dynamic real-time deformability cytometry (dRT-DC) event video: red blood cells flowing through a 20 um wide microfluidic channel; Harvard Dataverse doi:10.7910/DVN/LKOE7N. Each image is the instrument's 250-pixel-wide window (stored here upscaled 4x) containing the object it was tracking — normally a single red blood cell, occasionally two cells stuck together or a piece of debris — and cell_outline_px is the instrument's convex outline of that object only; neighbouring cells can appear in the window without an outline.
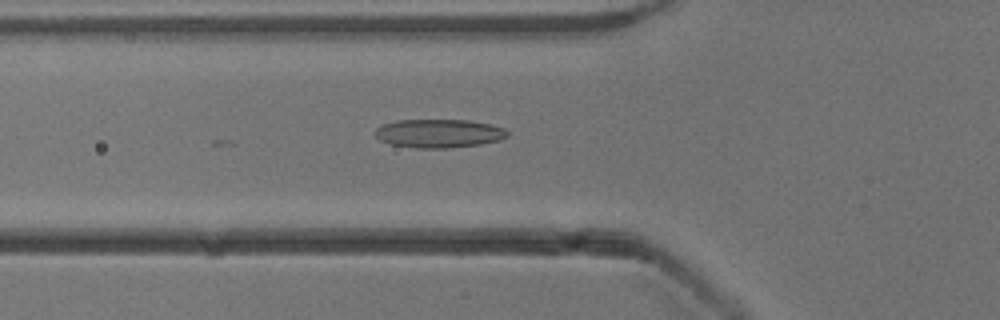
{"species": "common noctule bat (a hibernating species)", "species_latin": "Nyctalus noctula", "temperature_condition": "cold", "stored_images_in_passage": 11, "camera_frame_rate_fps": 3000, "um_per_image_px": 0.085, "animal": {"sex": "male", "body_mass_g": 13.3}, "frame": {"image": 1, "passage_image": 5, "time_ms": 1.333, "image_size_px": [1000, 320], "cell_outline_px": [[508, 136], [500, 140], [480, 144], [448, 148], [416, 148], [392, 144], [380, 140], [372, 132], [376, 128], [384, 124], [396, 120], [468, 120], [488, 124], [504, 128], [508, 132]], "centroid_in_image_um": [37.29, 11.34], "position_along_channel_um": 88.5, "area_um2": 21.96}}
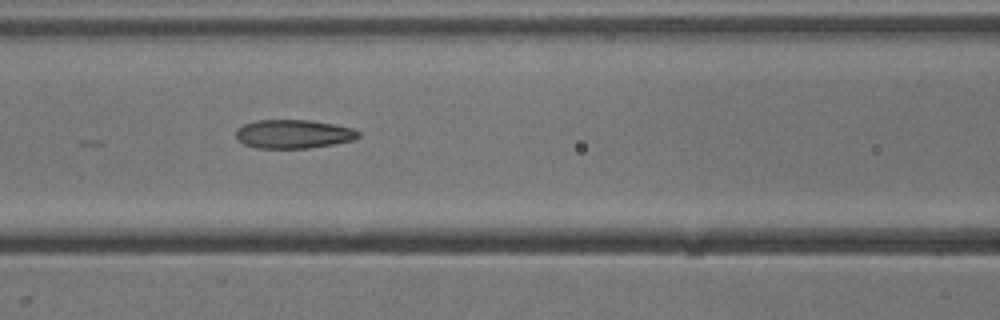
{"frame": {"image": 2, "passage_image": 9, "time_ms": 2.667, "image_size_px": [1000, 320], "cell_outline_px": [[360, 136], [352, 140], [332, 144], [308, 148], [256, 148], [244, 144], [236, 140], [236, 128], [244, 124], [256, 120], [312, 120], [352, 128], [360, 132]], "centroid_in_image_um": [24.9, 11.39], "position_along_channel_um": 141.7, "area_um2": 20.52}}